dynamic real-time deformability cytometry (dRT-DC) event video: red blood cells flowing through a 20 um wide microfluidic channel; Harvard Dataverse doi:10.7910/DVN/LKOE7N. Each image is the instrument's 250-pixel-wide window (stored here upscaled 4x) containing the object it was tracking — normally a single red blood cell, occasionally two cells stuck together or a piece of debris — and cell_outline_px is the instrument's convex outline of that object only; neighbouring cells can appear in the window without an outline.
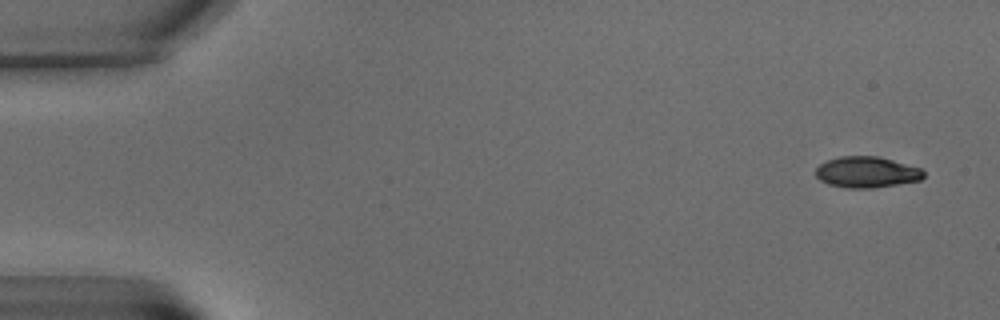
{"species": "common noctule bat (a hibernating species)", "species_latin": "Nyctalus noctula", "temperature_condition": "warm", "stored_images_in_passage": 5, "camera_frame_rate_fps": 3000, "um_per_image_px": 0.085, "animal": {"sex": "male", "body_mass_g": 15.6}, "frame": {"image": 1, "passage_image": 1, "time_ms": 0.0, "image_size_px": [1000, 320], "cell_outline_px": [[924, 176], [920, 180], [876, 188], [848, 188], [828, 184], [820, 180], [816, 176], [816, 168], [820, 164], [828, 160], [840, 156], [876, 156], [892, 160], [920, 168], [924, 172]], "centroid_in_image_um": [73.65, 14.64], "position_along_channel_um": 11.3, "area_um2": 19.42}}
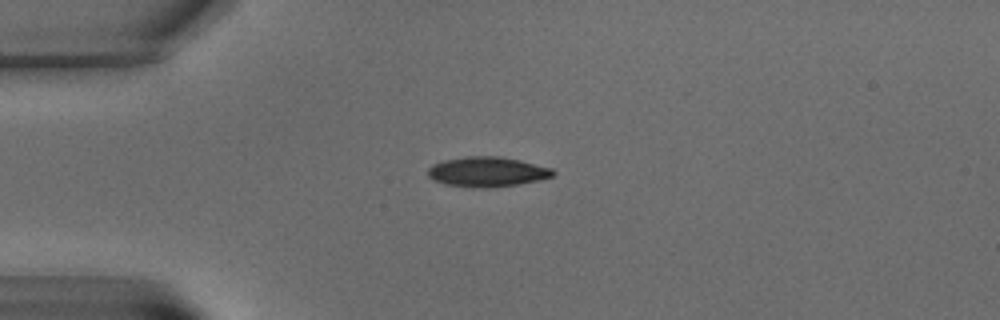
{"frame": {"image": 2, "passage_image": 4, "time_ms": 5.0, "image_size_px": [1000, 320], "cell_outline_px": [[556, 172], [552, 176], [540, 180], [520, 184], [488, 188], [472, 188], [444, 184], [428, 176], [428, 168], [432, 164], [444, 160], [464, 156], [500, 156], [520, 160], [552, 168]], "centroid_in_image_um": [41.42, 14.6], "position_along_channel_um": 43.6, "area_um2": 22.02}}